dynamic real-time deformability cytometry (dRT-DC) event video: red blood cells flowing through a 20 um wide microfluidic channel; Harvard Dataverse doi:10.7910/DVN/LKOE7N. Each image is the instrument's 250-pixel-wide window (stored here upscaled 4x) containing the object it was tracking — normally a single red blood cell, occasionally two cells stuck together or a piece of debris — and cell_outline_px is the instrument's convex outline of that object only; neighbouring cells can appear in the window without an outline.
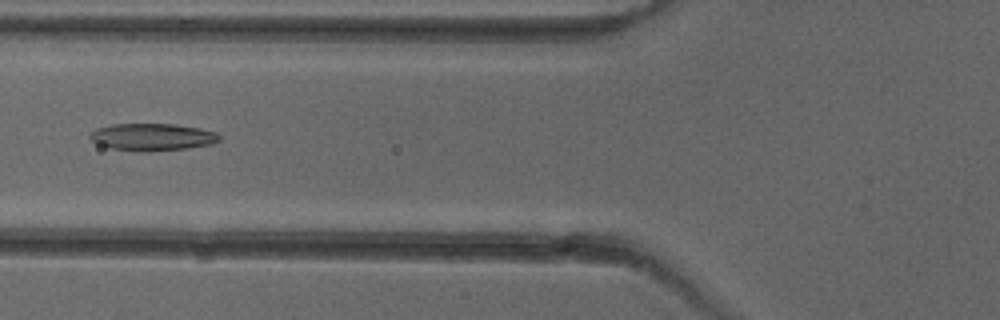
{"species": "common noctule bat (a hibernating species)", "species_latin": "Nyctalus noctula", "temperature_condition": "cold", "stored_images_in_passage": 42, "camera_frame_rate_fps": 3000, "um_per_image_px": 0.085, "animal": {"sex": "female"}, "frame": {"image": 1, "passage_image": 11, "time_ms": 3.333, "image_size_px": [1000, 320], "cell_outline_px": [[220, 140], [212, 144], [188, 148], [112, 148], [96, 144], [88, 136], [96, 128], [112, 124], [176, 124], [200, 128], [216, 132], [220, 136]], "centroid_in_image_um": [12.97, 11.58], "position_along_channel_um": 112.8, "area_um2": 19.48}}
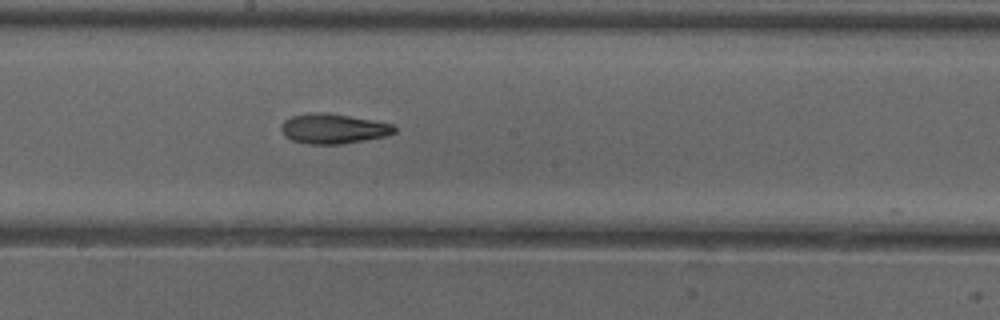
{"frame": {"image": 2, "passage_image": 19, "time_ms": 6.0, "image_size_px": [1000, 320], "cell_outline_px": [[396, 132], [384, 136], [364, 140], [340, 144], [308, 144], [292, 140], [284, 136], [280, 128], [280, 124], [284, 120], [292, 116], [316, 112], [328, 112], [372, 120], [392, 124], [396, 128]], "centroid_in_image_um": [28.29, 10.93], "position_along_channel_um": 219.9, "area_um2": 19.71}}
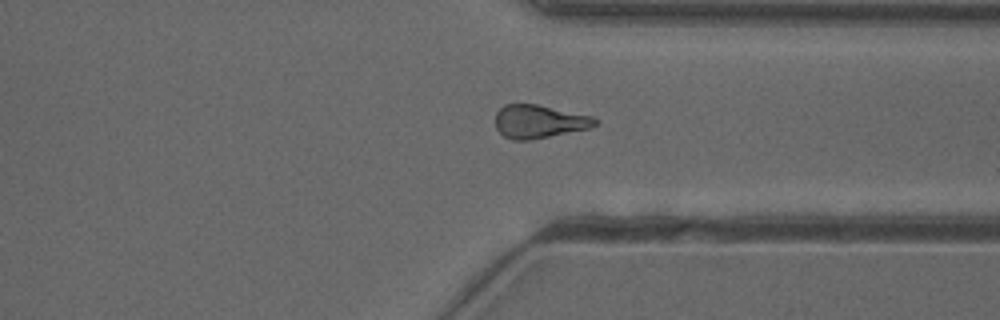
{"frame": {"image": 3, "passage_image": 30, "time_ms": 9.667, "image_size_px": [1000, 320], "cell_outline_px": [[600, 120], [592, 128], [532, 140], [512, 140], [504, 136], [496, 128], [496, 112], [504, 104], [536, 104], [592, 116]], "centroid_in_image_um": [45.84, 10.34], "position_along_channel_um": 365.6, "area_um2": 19.48}, "authors_computed_cell_mechanics": {"area_um2": 19.5653, "velocity_mm_per_s": 3.9882, "shape_relaxation_time_tau1_ms": null, "shape_relaxation_time_tau2_ms": 3.4307, "deformation_change_tau1": null, "deformation_change_tau2": 0.1147}}